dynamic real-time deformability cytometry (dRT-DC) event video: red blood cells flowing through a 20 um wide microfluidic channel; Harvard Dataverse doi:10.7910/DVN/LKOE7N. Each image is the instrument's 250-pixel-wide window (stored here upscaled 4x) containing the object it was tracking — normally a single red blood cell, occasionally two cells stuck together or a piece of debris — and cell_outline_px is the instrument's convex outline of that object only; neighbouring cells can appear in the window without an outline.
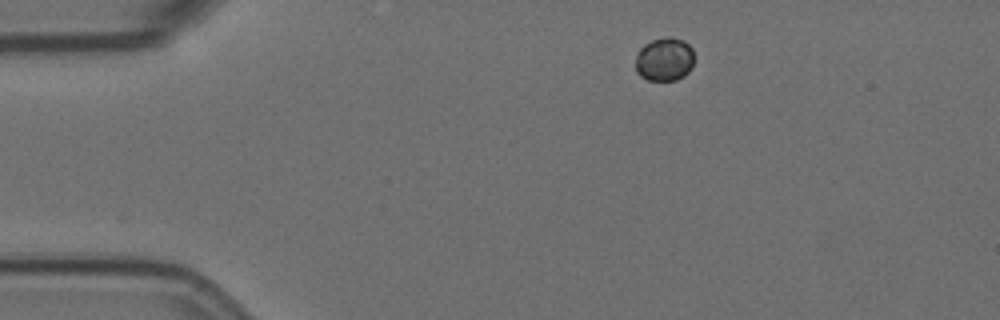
{"species": "Egyptian fruit bat (a non-hibernating species)", "species_latin": "Rousettus aegyptiacus", "temperature_condition": "room temperature", "stored_images_in_passage": 3, "camera_frame_rate_fps": 3000, "um_per_image_px": 0.085, "animal": {"sex": "female"}, "frame": {"image": 1, "passage_image": 1, "time_ms": 0.0, "image_size_px": [1000, 320], "cell_outline_px": [[692, 68], [684, 76], [676, 80], [648, 80], [640, 76], [636, 72], [636, 56], [640, 48], [644, 44], [652, 40], [664, 36], [672, 36], [684, 40], [692, 48]], "centroid_in_image_um": [56.47, 5.03], "position_along_channel_um": 28.5, "area_um2": 15.03}}